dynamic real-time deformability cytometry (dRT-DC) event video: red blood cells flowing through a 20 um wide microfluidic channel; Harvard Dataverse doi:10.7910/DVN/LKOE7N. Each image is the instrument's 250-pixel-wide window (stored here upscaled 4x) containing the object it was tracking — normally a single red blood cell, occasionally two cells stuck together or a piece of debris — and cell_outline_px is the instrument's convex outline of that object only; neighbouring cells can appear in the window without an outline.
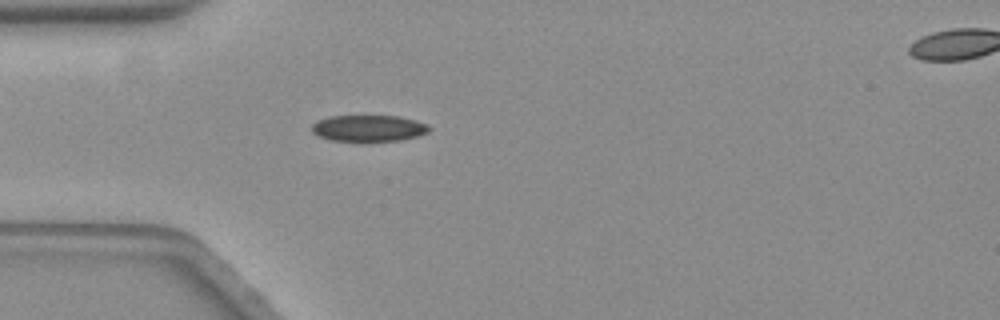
{"species": "common noctule bat (a hibernating species)", "species_latin": "Nyctalus noctula", "temperature_condition": "warm", "stored_images_in_passage": 52, "camera_frame_rate_fps": 3000, "um_per_image_px": 0.085, "animal": {"sex": "female", "body_mass_g": 19.3, "forearm_length_mm": 54.1}, "frame": {"image": 1, "passage_image": 10, "time_ms": 3.0, "image_size_px": [1000, 320], "cell_outline_px": [[432, 128], [428, 132], [416, 136], [400, 140], [368, 144], [364, 144], [332, 140], [320, 136], [312, 132], [312, 124], [316, 120], [332, 116], [396, 116], [416, 120]], "centroid_in_image_um": [31.31, 10.94], "position_along_channel_um": 53.7, "area_um2": 18.67}}
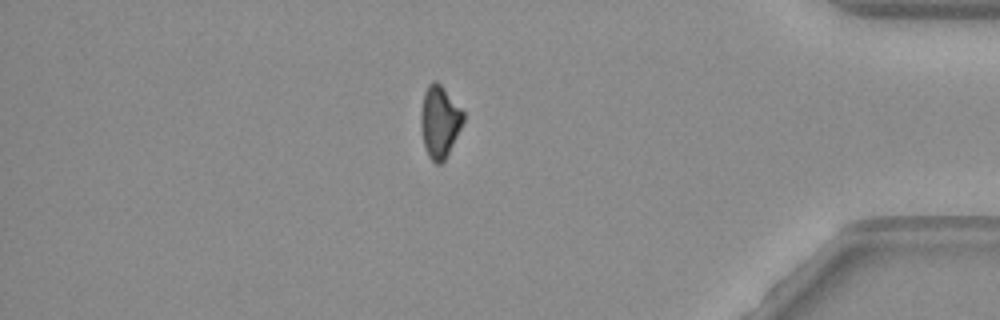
{"frame": {"image": 2, "passage_image": 43, "time_ms": 14.0, "image_size_px": [1000, 320], "cell_outline_px": [[464, 120], [444, 160], [440, 164], [436, 164], [428, 156], [424, 144], [420, 124], [420, 116], [424, 92], [428, 84], [432, 80], [436, 80], [444, 88], [464, 112]], "centroid_in_image_um": [37.35, 10.3], "position_along_channel_um": 397.9, "area_um2": 17.57}}
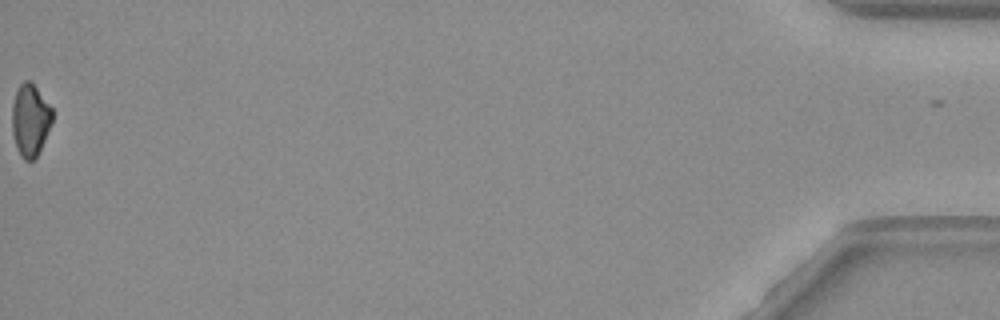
{"frame": {"image": 3, "passage_image": 52, "time_ms": 17.0, "image_size_px": [1000, 320], "cell_outline_px": [[52, 120], [36, 160], [24, 160], [20, 156], [16, 148], [12, 132], [12, 104], [16, 92], [20, 84], [24, 80], [28, 80], [36, 88], [52, 108]], "centroid_in_image_um": [2.55, 10.24], "position_along_channel_um": 432.7, "area_um2": 16.82}}